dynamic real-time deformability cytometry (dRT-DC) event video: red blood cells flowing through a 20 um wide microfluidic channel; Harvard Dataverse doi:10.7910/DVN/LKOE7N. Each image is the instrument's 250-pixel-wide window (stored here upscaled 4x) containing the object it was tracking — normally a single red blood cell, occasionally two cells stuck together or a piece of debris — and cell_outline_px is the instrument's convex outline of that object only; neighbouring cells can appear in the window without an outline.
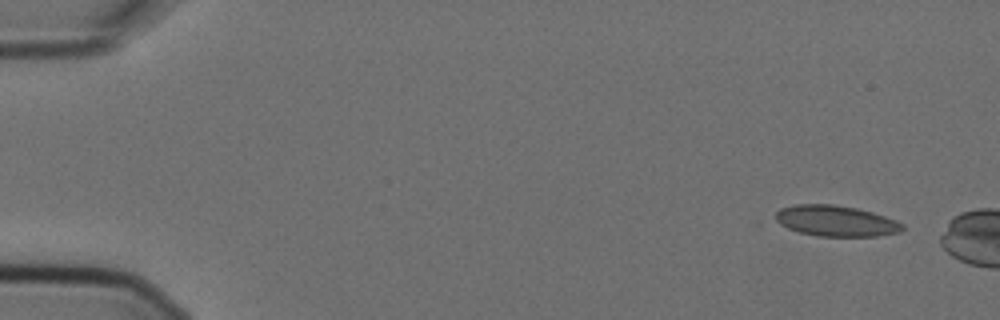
{"species": "Egyptian fruit bat (a non-hibernating species)", "species_latin": "Rousettus aegyptiacus", "temperature_condition": "cold", "stored_images_in_passage": 2, "camera_frame_rate_fps": 3000, "um_per_image_px": 0.085, "animal": {"sex": "female"}, "frame": {"image": 1, "passage_image": 2, "time_ms": 0.333, "image_size_px": [1000, 320], "cell_outline_px": [[904, 228], [900, 232], [876, 236], [816, 236], [800, 232], [788, 228], [780, 224], [776, 220], [776, 212], [780, 208], [796, 204], [832, 204], [856, 208], [872, 212], [896, 220], [904, 224]], "centroid_in_image_um": [71.06, 18.77], "position_along_channel_um": 13.9, "area_um2": 22.77}}